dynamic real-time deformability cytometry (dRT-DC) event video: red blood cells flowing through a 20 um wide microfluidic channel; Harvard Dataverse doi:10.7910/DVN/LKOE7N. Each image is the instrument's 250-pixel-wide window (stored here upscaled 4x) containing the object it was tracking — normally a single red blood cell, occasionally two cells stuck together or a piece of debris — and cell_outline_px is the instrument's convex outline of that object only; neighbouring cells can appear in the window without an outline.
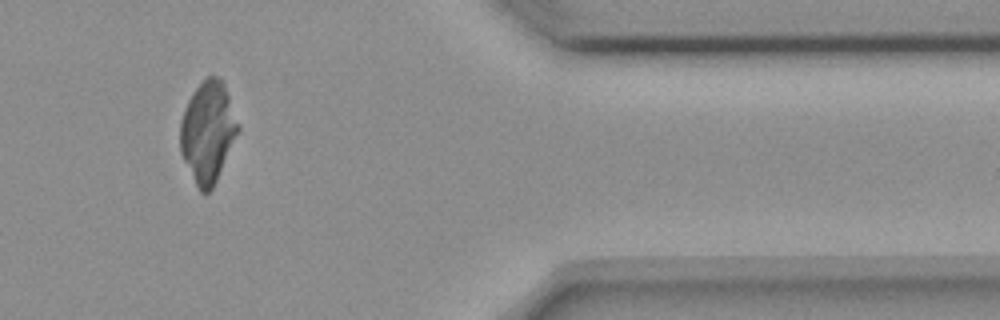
{"species": "common noctule bat (a hibernating species)", "species_latin": "Nyctalus noctula", "temperature_condition": "room temperature", "stored_images_in_passage": 13, "camera_frame_rate_fps": 3000, "um_per_image_px": 0.085, "animal": {"sex": "female", "body_mass_g": 18.4}, "frame": {"image": 1, "passage_image": 12, "time_ms": 14.0, "image_size_px": [1000, 320], "cell_outline_px": [[240, 128], [216, 180], [212, 188], [208, 192], [200, 192], [180, 152], [180, 120], [184, 108], [192, 92], [208, 76], [220, 76], [224, 84], [240, 124]], "centroid_in_image_um": [17.66, 11.17], "position_along_channel_um": 393.7, "area_um2": 33.76}}